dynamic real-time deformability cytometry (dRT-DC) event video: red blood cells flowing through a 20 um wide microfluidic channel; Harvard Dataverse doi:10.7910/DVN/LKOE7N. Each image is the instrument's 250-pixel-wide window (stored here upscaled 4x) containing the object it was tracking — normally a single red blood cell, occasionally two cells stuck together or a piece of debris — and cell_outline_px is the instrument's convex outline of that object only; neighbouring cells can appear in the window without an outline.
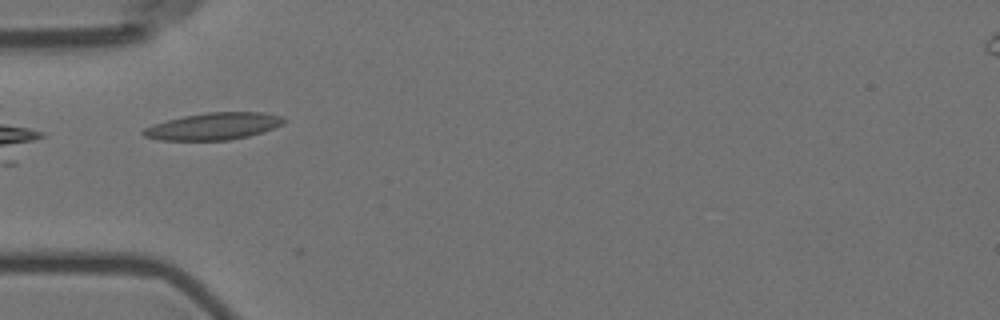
{"species": "Egyptian fruit bat (a non-hibernating species)", "species_latin": "Rousettus aegyptiacus", "temperature_condition": "room temperature", "stored_images_in_passage": 5, "camera_frame_rate_fps": 3000, "um_per_image_px": 0.085, "animal": {"sex": "female"}, "frame": {"image": 1, "passage_image": 1, "time_ms": 0.0, "image_size_px": [1000, 320], "cell_outline_px": [[288, 120], [284, 124], [248, 136], [228, 140], [160, 140], [144, 136], [140, 132], [144, 128], [152, 124], [184, 116], [208, 112], [264, 112], [280, 116]], "centroid_in_image_um": [18.14, 10.73], "position_along_channel_um": 66.9, "area_um2": 22.02}}
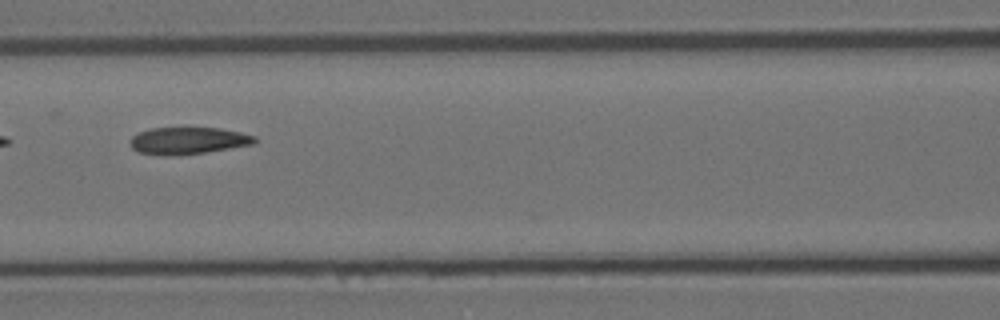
{"frame": {"image": 2, "passage_image": 3, "time_ms": 2.333, "image_size_px": [1000, 320], "cell_outline_px": [[256, 140], [252, 144], [204, 152], [164, 156], [140, 152], [132, 148], [128, 140], [136, 132], [152, 128], [220, 128], [240, 132], [256, 136]], "centroid_in_image_um": [15.92, 11.94], "position_along_channel_um": 150.7, "area_um2": 19.42}}
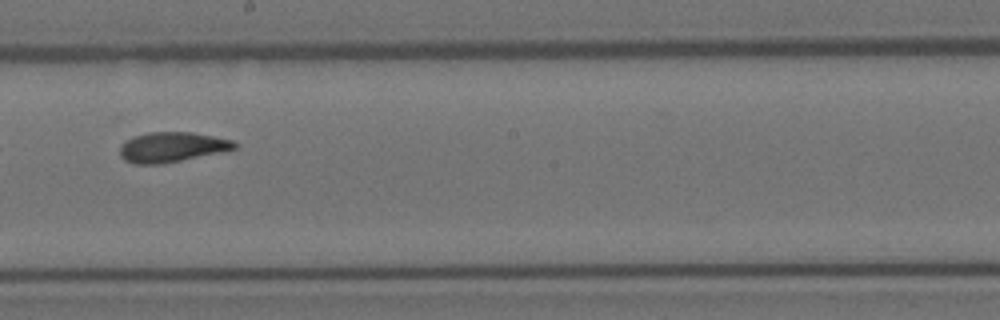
{"frame": {"image": 3, "passage_image": 5, "time_ms": 4.667, "image_size_px": [1000, 320], "cell_outline_px": [[236, 148], [220, 152], [164, 164], [132, 164], [124, 160], [120, 156], [120, 144], [124, 140], [132, 136], [148, 132], [192, 132], [232, 140], [236, 144]], "centroid_in_image_um": [14.53, 12.5], "position_along_channel_um": 233.7, "area_um2": 20.17}}